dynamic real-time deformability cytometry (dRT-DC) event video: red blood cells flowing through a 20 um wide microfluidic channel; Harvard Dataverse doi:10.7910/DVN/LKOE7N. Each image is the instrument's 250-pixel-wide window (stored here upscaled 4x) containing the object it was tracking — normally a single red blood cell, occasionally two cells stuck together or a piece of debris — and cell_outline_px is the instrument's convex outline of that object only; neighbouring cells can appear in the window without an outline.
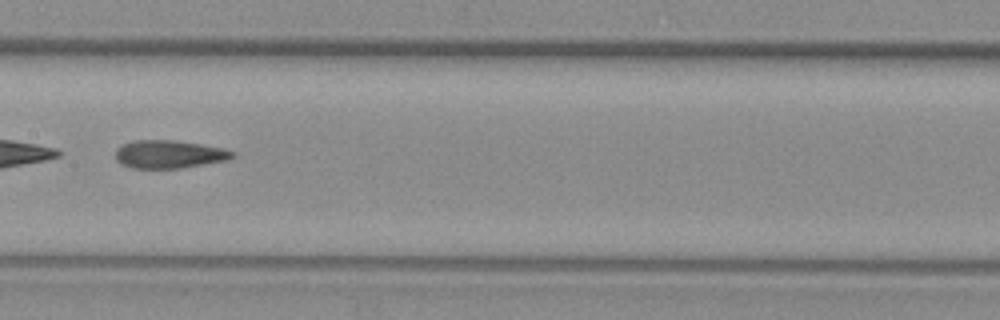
{"species": "common noctule bat (a hibernating species)", "species_latin": "Nyctalus noctula", "temperature_condition": "warm", "stored_images_in_passage": 46, "camera_frame_rate_fps": 3000, "um_per_image_px": 0.085, "animal": {"sex": "female", "body_mass_g": 29.2, "forearm_length_mm": 56.3}, "frame": {"image": 1, "passage_image": 20, "time_ms": 6.333, "image_size_px": [1000, 320], "cell_outline_px": [[236, 156], [228, 160], [180, 168], [132, 168], [120, 164], [116, 160], [116, 148], [124, 144], [136, 140], [172, 140], [200, 144], [220, 148], [236, 152]], "centroid_in_image_um": [14.37, 13.12], "position_along_channel_um": 193.0, "area_um2": 19.02}}
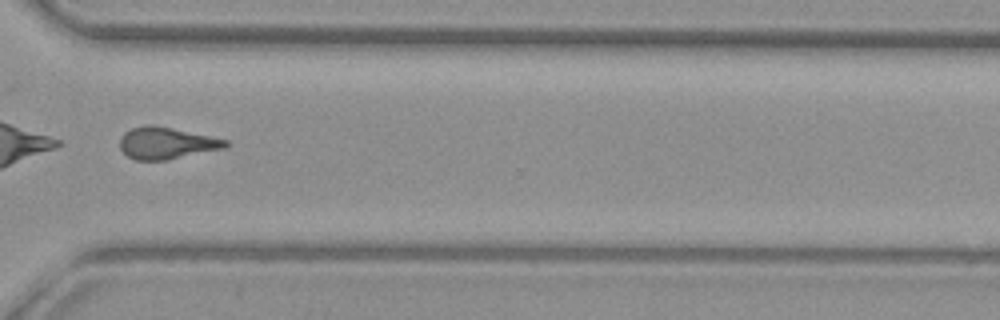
{"frame": {"image": 2, "passage_image": 33, "time_ms": 10.667, "image_size_px": [1000, 320], "cell_outline_px": [[228, 144], [224, 148], [168, 160], [136, 160], [128, 156], [120, 148], [120, 136], [124, 132], [132, 128], [148, 124], [152, 124], [172, 128], [228, 140]], "centroid_in_image_um": [14.12, 12.16], "position_along_channel_um": 356.5, "area_um2": 19.48}, "authors_computed_cell_mechanics": {"area_um2": 20.4034, "velocity_mm_per_s": 3.7832, "shape_relaxation_time_tau1_ms": null, "shape_relaxation_time_tau2_ms": 1.8319, "deformation_change_tau1": null, "deformation_change_tau2": 0.1063}}